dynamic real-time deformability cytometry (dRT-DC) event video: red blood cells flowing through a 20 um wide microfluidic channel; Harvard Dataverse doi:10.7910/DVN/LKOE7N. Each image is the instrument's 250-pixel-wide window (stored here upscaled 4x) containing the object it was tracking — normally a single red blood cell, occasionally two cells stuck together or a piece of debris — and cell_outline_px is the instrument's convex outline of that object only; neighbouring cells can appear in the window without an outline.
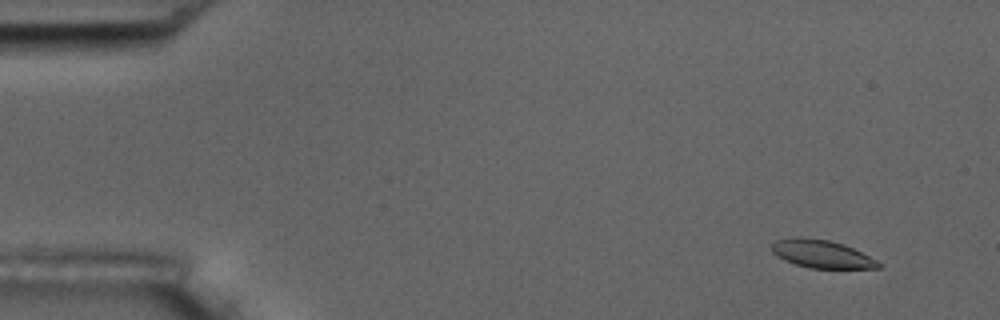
{"species": "common noctule bat (a hibernating species)", "species_latin": "Nyctalus noctula", "temperature_condition": "room temperature", "stored_images_in_passage": 7, "camera_frame_rate_fps": 3000, "um_per_image_px": 0.085, "animal": {"sex": "male", "body_mass_g": 17.5, "forearm_length_mm": 52.3}, "frame": {"image": 1, "passage_image": 1, "time_ms": 0.0, "image_size_px": [1000, 320], "cell_outline_px": [[880, 268], [808, 268], [784, 260], [776, 256], [772, 252], [772, 244], [776, 240], [792, 236], [800, 236], [828, 240], [844, 244], [876, 260], [880, 264]], "centroid_in_image_um": [69.78, 21.57], "position_along_channel_um": 15.2, "area_um2": 17.34}}
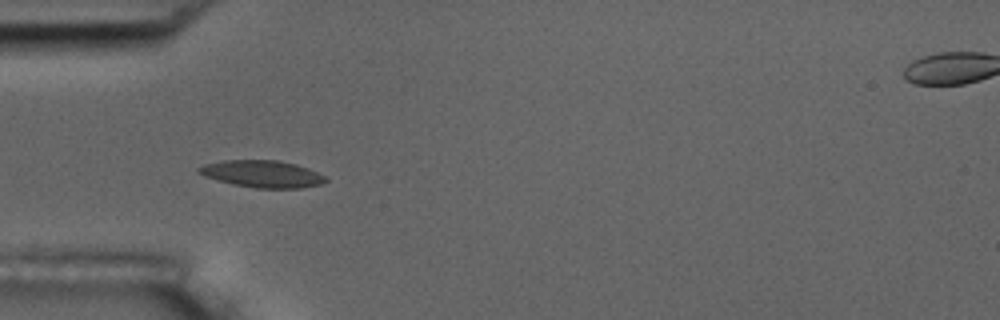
{"frame": {"image": 2, "passage_image": 4, "time_ms": 4.333, "image_size_px": [1000, 320], "cell_outline_px": [[328, 180], [320, 184], [300, 188], [256, 188], [232, 184], [216, 180], [204, 176], [196, 172], [196, 168], [204, 164], [224, 160], [280, 160], [296, 164], [308, 168], [324, 176]], "centroid_in_image_um": [22.24, 14.78], "position_along_channel_um": 62.8, "area_um2": 20.06}}
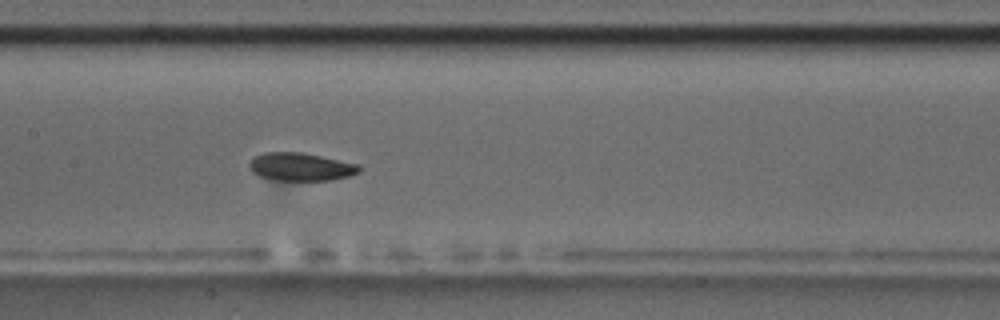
{"frame": {"image": 3, "passage_image": 7, "time_ms": 7.667, "image_size_px": [1000, 320], "cell_outline_px": [[360, 172], [348, 176], [332, 180], [276, 180], [260, 176], [252, 172], [248, 168], [248, 164], [252, 156], [264, 152], [304, 152], [360, 164]], "centroid_in_image_um": [25.54, 14.16], "position_along_channel_um": 181.9, "area_um2": 18.21}}